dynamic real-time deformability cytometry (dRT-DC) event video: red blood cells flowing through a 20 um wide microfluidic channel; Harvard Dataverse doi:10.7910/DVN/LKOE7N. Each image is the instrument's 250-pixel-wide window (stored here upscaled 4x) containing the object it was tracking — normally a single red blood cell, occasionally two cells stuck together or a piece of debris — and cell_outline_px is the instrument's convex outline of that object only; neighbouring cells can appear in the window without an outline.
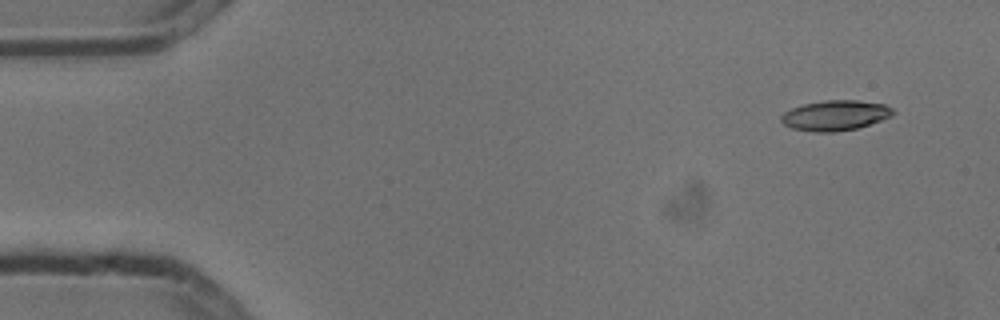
{"species": "common noctule bat (a hibernating species)", "species_latin": "Nyctalus noctula", "temperature_condition": "cold", "stored_images_in_passage": 4, "camera_frame_rate_fps": 3000, "um_per_image_px": 0.085, "animal": {"sex": "male", "body_mass_g": 13.3}, "frame": {"image": 1, "passage_image": 1, "time_ms": 0.0, "image_size_px": [1000, 320], "cell_outline_px": [[896, 112], [892, 116], [856, 128], [836, 132], [816, 132], [792, 128], [784, 124], [780, 120], [780, 116], [784, 112], [792, 108], [804, 104], [828, 100], [856, 100], [884, 104], [892, 108]], "centroid_in_image_um": [70.99, 9.81], "position_along_channel_um": 14.0, "area_um2": 19.54}}
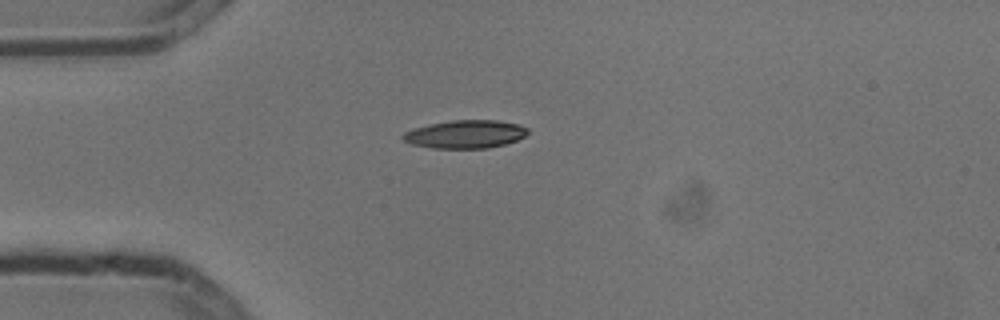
{"frame": {"image": 2, "passage_image": 4, "time_ms": 1.0, "image_size_px": [1000, 320], "cell_outline_px": [[528, 132], [524, 136], [516, 140], [504, 144], [488, 148], [432, 148], [412, 144], [404, 140], [400, 136], [404, 132], [416, 128], [432, 124], [452, 120], [496, 120], [520, 124], [528, 128]], "centroid_in_image_um": [39.57, 11.4], "position_along_channel_um": 45.4, "area_um2": 20.29}}